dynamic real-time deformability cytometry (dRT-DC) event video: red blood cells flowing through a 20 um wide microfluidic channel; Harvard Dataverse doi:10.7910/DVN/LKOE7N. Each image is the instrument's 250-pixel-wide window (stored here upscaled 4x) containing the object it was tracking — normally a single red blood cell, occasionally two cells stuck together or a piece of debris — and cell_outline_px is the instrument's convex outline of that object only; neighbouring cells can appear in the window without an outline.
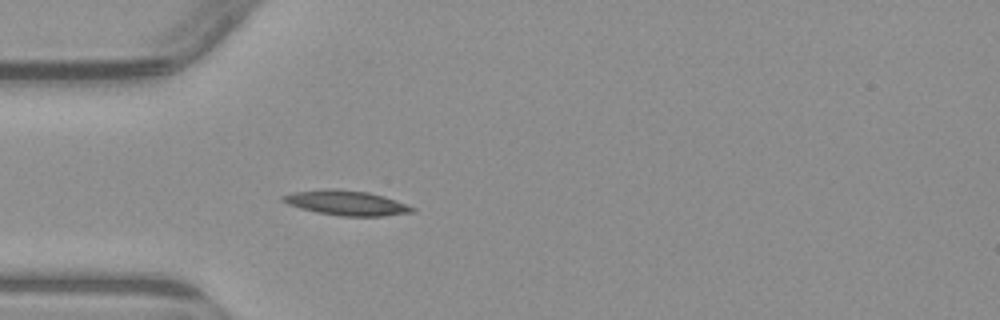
{"species": "common noctule bat (a hibernating species)", "species_latin": "Nyctalus noctula", "temperature_condition": "warm", "stored_images_in_passage": 3, "camera_frame_rate_fps": 3000, "um_per_image_px": 0.085, "animal": {"sex": "male", "body_mass_g": 23.1, "forearm_length_mm": 52.7}, "frame": {"image": 1, "passage_image": 3, "time_ms": 3.0, "image_size_px": [1000, 320], "cell_outline_px": [[416, 212], [384, 216], [340, 216], [316, 212], [300, 208], [288, 204], [280, 200], [280, 196], [292, 192], [328, 188], [336, 188], [368, 192], [384, 196], [416, 208]], "centroid_in_image_um": [29.42, 17.24], "position_along_channel_um": 55.6, "area_um2": 18.9}}